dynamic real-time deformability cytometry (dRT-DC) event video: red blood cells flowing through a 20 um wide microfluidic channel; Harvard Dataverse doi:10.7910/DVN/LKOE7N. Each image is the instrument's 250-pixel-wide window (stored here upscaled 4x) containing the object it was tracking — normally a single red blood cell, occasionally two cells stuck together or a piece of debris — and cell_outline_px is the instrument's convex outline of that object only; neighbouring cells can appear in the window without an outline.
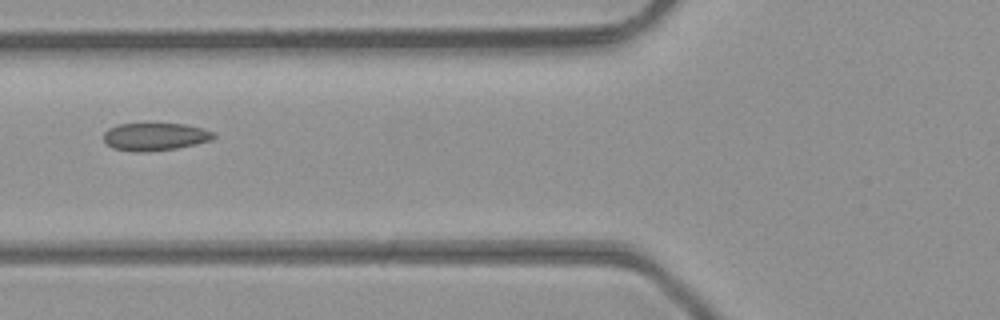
{"species": "common noctule bat (a hibernating species)", "species_latin": "Nyctalus noctula", "temperature_condition": "room temperature", "stored_images_in_passage": 6, "camera_frame_rate_fps": 3000, "um_per_image_px": 0.085, "animal": {"sex": "male", "body_mass_g": 23.1, "forearm_length_mm": 52.7}, "frame": {"image": 1, "passage_image": 5, "time_ms": 1.333, "image_size_px": [1000, 320], "cell_outline_px": [[216, 136], [212, 140], [196, 144], [176, 148], [148, 152], [132, 152], [112, 148], [104, 140], [104, 132], [108, 128], [116, 124], [184, 124], [204, 128], [212, 132]], "centroid_in_image_um": [13.17, 11.62], "position_along_channel_um": 112.6, "area_um2": 17.86}}
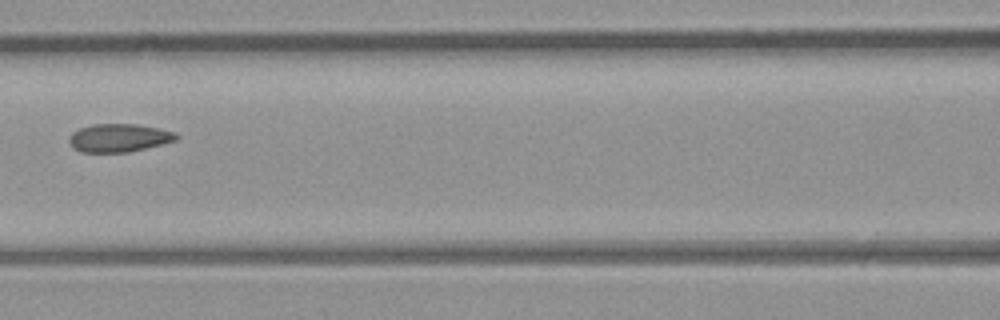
{"frame": {"image": 2, "passage_image": 6, "time_ms": 1.667, "image_size_px": [1000, 320], "cell_outline_px": [[180, 136], [176, 140], [164, 144], [128, 152], [80, 152], [72, 148], [68, 140], [72, 132], [80, 128], [92, 124], [136, 124], [176, 132]], "centroid_in_image_um": [10.1, 11.72], "position_along_channel_um": 156.5, "area_um2": 17.69}}